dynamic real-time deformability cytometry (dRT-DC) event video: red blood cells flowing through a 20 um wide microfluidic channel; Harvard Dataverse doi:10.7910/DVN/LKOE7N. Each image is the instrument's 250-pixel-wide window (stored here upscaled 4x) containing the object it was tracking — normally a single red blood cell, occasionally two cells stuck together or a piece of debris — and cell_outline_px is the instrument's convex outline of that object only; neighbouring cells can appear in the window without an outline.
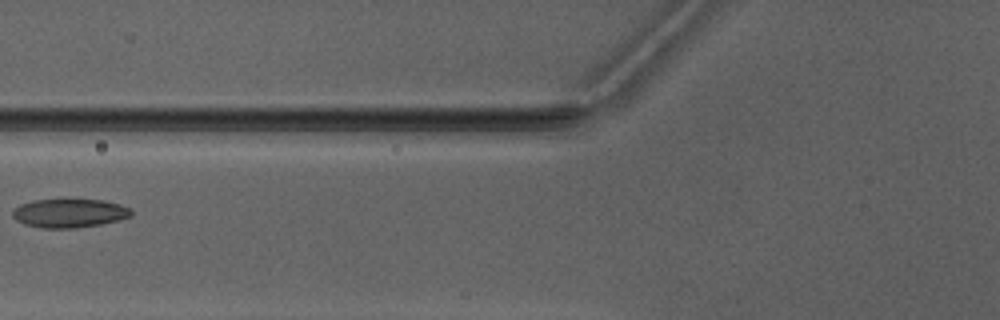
{"species": "Egyptian fruit bat (a non-hibernating species)", "species_latin": "Rousettus aegyptiacus", "temperature_condition": "warm", "stored_images_in_passage": 7, "camera_frame_rate_fps": 3000, "um_per_image_px": 0.085, "animal": {"sex": "male"}, "frame": {"image": 1, "passage_image": 7, "time_ms": 7.333, "image_size_px": [1000, 320], "cell_outline_px": [[132, 216], [120, 220], [100, 224], [76, 228], [44, 228], [24, 224], [16, 220], [12, 216], [12, 208], [20, 204], [32, 200], [64, 196], [104, 200], [120, 204], [132, 208]], "centroid_in_image_um": [5.89, 18.06], "position_along_channel_um": 119.9, "area_um2": 21.04}}